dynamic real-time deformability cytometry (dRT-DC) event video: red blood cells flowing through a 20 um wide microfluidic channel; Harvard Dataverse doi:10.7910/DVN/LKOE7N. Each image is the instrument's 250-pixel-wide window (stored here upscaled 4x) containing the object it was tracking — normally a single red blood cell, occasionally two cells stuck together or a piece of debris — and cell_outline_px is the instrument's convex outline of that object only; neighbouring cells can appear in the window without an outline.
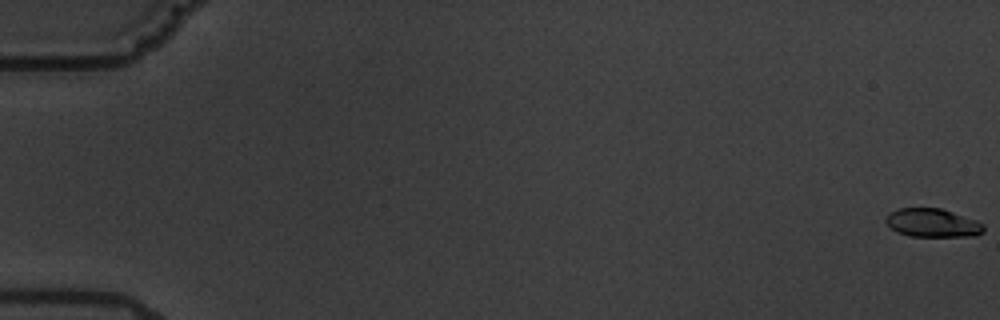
{"species": "common noctule bat (a hibernating species)", "species_latin": "Nyctalus noctula", "temperature_condition": "warm", "stored_images_in_passage": 17, "camera_frame_rate_fps": 3000, "um_per_image_px": 0.085, "animal": {"sex": "male", "body_mass_g": 19.5, "forearm_length_mm": 54.6}, "frame": {"image": 1, "passage_image": 1, "time_ms": 0.0, "image_size_px": [1000, 320], "cell_outline_px": [[984, 232], [976, 236], [908, 236], [896, 232], [884, 220], [892, 212], [900, 208], [940, 208], [976, 220], [984, 224]], "centroid_in_image_um": [79.29, 18.96], "position_along_channel_um": 5.7, "area_um2": 16.13}}
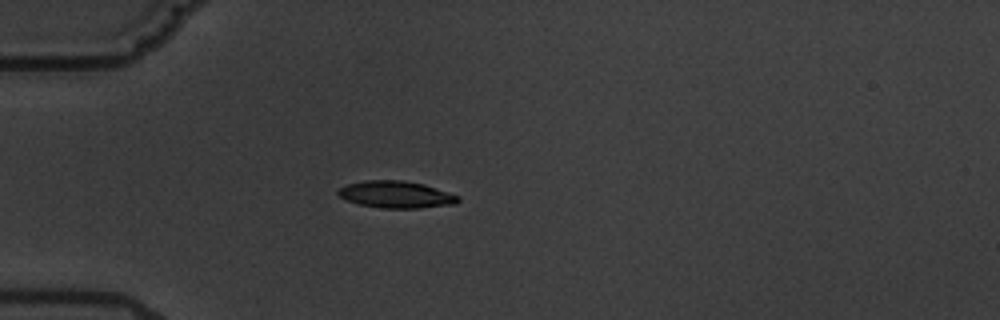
{"frame": {"image": 2, "passage_image": 6, "time_ms": 6.0, "image_size_px": [1000, 320], "cell_outline_px": [[460, 200], [456, 204], [420, 208], [384, 208], [360, 204], [348, 200], [340, 196], [336, 192], [340, 188], [348, 184], [364, 180], [404, 180], [424, 184], [460, 196]], "centroid_in_image_um": [33.7, 16.53], "position_along_channel_um": 51.3, "area_um2": 18.79}}
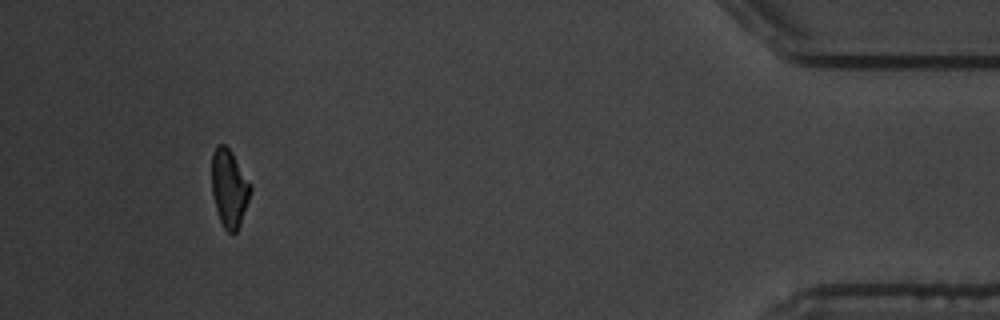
{"frame": {"image": 3, "passage_image": 16, "time_ms": 18.667, "image_size_px": [1000, 320], "cell_outline_px": [[252, 188], [240, 224], [236, 232], [232, 236], [224, 228], [220, 220], [216, 208], [212, 192], [212, 152], [216, 144], [224, 144], [232, 152], [252, 184]], "centroid_in_image_um": [19.49, 15.98], "position_along_channel_um": 415.7, "area_um2": 17.63}, "authors_computed_cell_mechanics": {"area_um2": 18.3804, "velocity_mm_per_s": 3.4715, "shape_relaxation_time_tau1_ms": 2.4995, "shape_relaxation_time_tau2_ms": 2.1885, "deformation_change_tau1": 0.1406, "deformation_change_tau2": 0.0628}}